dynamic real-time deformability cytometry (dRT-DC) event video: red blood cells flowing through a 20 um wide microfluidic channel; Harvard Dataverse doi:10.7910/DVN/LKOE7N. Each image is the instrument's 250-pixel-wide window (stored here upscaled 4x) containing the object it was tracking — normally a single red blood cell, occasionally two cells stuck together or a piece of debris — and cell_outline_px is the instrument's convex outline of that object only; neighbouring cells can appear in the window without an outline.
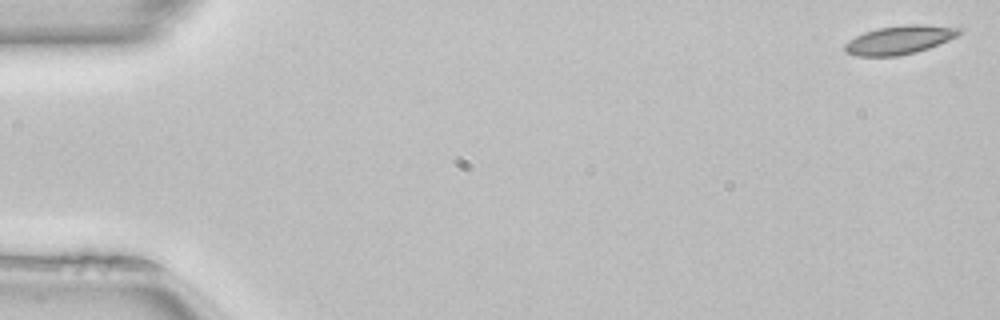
{"species": "common noctule bat (a hibernating species)", "species_latin": "Nyctalus noctula", "temperature_condition": "room temperature", "stored_images_in_passage": 51, "camera_frame_rate_fps": 3000, "um_per_image_px": 0.085, "animal": {"sex": "female", "body_mass_g": 22.7, "forearm_length_mm": 54.2}, "frame": {"image": 1, "passage_image": 1, "time_ms": 0.0, "image_size_px": [1000, 320], "cell_outline_px": [[960, 32], [956, 36], [948, 40], [928, 48], [916, 52], [896, 56], [860, 56], [844, 52], [844, 44], [848, 40], [864, 32], [876, 28], [904, 24], [924, 24], [960, 28]], "centroid_in_image_um": [76.41, 3.38], "position_along_channel_um": 8.6, "area_um2": 19.02}}
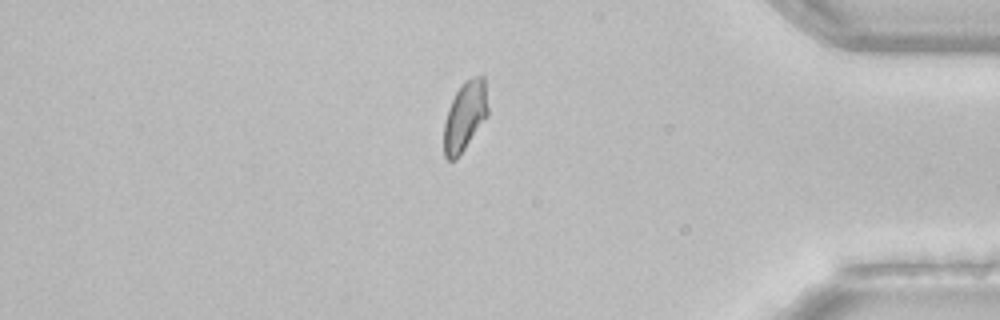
{"frame": {"image": 2, "passage_image": 43, "time_ms": 14.0, "image_size_px": [1000, 320], "cell_outline_px": [[488, 116], [456, 160], [448, 160], [444, 156], [444, 124], [448, 108], [456, 92], [464, 80], [472, 76], [484, 76], [488, 108]], "centroid_in_image_um": [39.52, 9.86], "position_along_channel_um": 395.7, "area_um2": 17.86}}
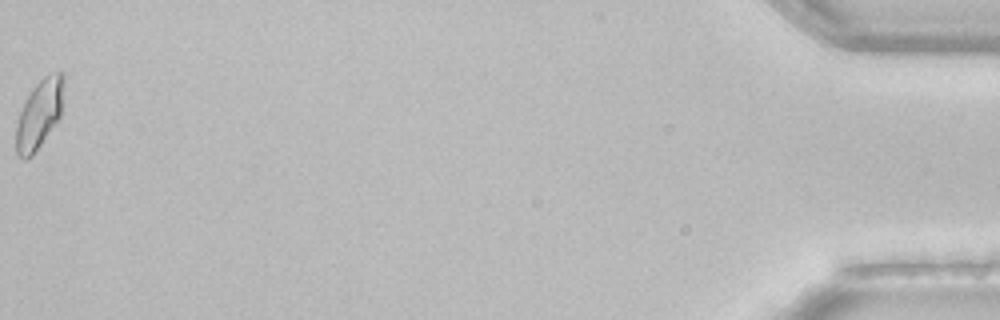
{"frame": {"image": 3, "passage_image": 51, "time_ms": 16.667, "image_size_px": [1000, 320], "cell_outline_px": [[64, 80], [60, 116], [32, 156], [24, 160], [20, 160], [16, 152], [16, 124], [20, 112], [32, 88], [48, 72], [64, 72]], "centroid_in_image_um": [3.33, 9.68], "position_along_channel_um": 431.9, "area_um2": 18.96}, "authors_computed_cell_mechanics": {"area_um2": 18.3804, "velocity_mm_per_s": 4.0462, "shape_relaxation_time_tau1_ms": null, "shape_relaxation_time_tau2_ms": 5.0767, "deformation_change_tau1": null, "deformation_change_tau2": 0.0846}}